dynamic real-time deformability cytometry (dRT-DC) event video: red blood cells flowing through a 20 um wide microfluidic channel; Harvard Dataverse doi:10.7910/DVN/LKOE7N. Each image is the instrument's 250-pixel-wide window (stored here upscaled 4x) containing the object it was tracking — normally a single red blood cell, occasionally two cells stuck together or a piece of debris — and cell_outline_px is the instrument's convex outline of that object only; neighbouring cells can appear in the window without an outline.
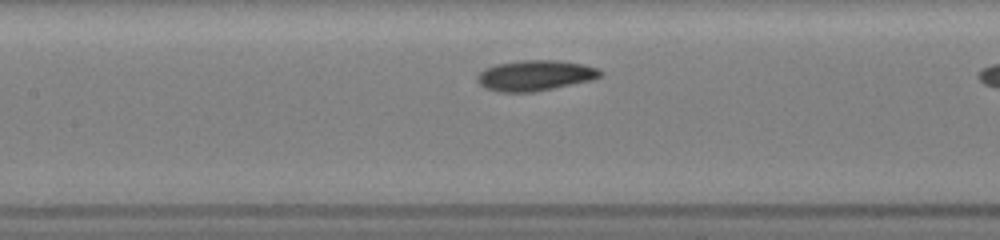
{"species": "common noctule bat (a hibernating species)", "species_latin": "Nyctalus noctula", "temperature_condition": "room temperature", "stored_images_in_passage": 10, "segment_of_instrument_passage": [2, 2], "camera_frame_rate_fps": 3000, "um_per_image_px": 0.085, "animal": {"sex": "female", "body_mass_g": 19.5, "forearm_length_mm": 54.1}, "frame": {"image": 1, "passage_image": 10, "time_ms": 4.333, "image_size_px": [1000, 240], "cell_outline_px": [[604, 76], [592, 80], [536, 92], [496, 92], [484, 88], [476, 80], [476, 76], [484, 68], [496, 64], [524, 60], [556, 60], [584, 64], [600, 68], [604, 72]], "centroid_in_image_um": [45.52, 6.42], "position_along_channel_um": 161.9, "area_um2": 22.31}}